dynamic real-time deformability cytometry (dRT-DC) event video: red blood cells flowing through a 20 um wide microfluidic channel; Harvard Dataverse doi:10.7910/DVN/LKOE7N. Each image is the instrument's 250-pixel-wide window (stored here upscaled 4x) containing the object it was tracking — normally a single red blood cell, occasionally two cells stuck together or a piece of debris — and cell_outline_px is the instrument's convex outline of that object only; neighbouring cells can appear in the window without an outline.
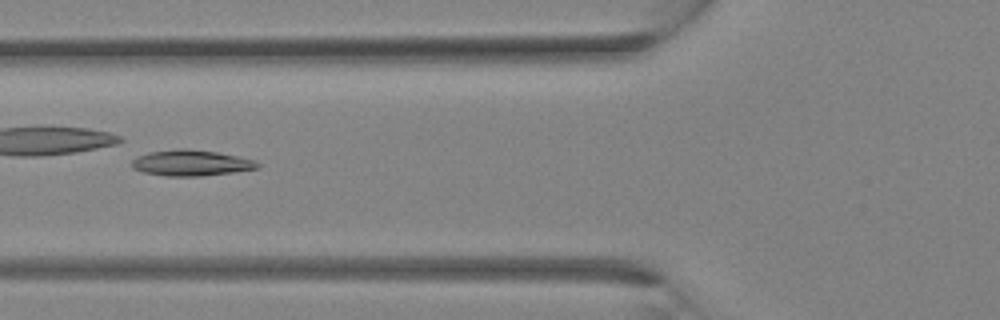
{"species": "Egyptian fruit bat (a non-hibernating species)", "species_latin": "Rousettus aegyptiacus", "temperature_condition": "room temperature", "stored_images_in_passage": 11, "camera_frame_rate_fps": 3000, "um_per_image_px": 0.085, "animal": {"sex": "female"}, "frame": {"image": 1, "passage_image": 8, "time_ms": 2.333, "image_size_px": [1000, 320], "cell_outline_px": [[260, 168], [204, 176], [164, 176], [144, 172], [132, 168], [132, 160], [136, 156], [148, 152], [180, 148], [184, 148], [216, 152], [256, 160], [260, 164]], "centroid_in_image_um": [16.23, 13.85], "position_along_channel_um": 109.6, "area_um2": 19.02}}
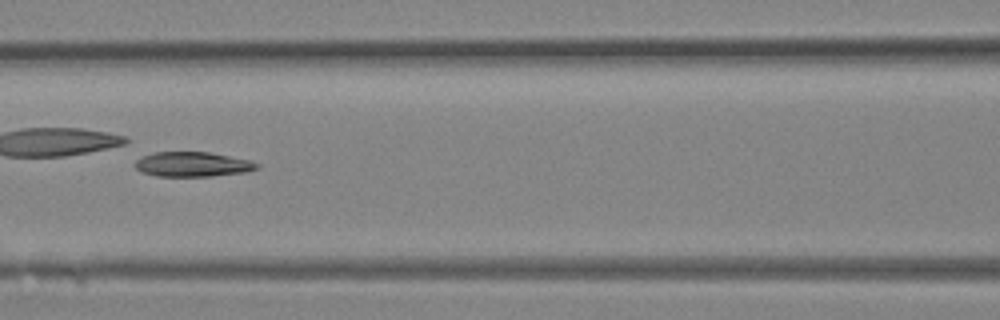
{"frame": {"image": 2, "passage_image": 10, "time_ms": 3.0, "image_size_px": [1000, 320], "cell_outline_px": [[260, 168], [244, 172], [212, 176], [156, 176], [140, 172], [136, 168], [136, 152], [208, 152], [252, 160], [260, 164]], "centroid_in_image_um": [16.29, 13.94], "position_along_channel_um": 150.3, "area_um2": 18.09}}